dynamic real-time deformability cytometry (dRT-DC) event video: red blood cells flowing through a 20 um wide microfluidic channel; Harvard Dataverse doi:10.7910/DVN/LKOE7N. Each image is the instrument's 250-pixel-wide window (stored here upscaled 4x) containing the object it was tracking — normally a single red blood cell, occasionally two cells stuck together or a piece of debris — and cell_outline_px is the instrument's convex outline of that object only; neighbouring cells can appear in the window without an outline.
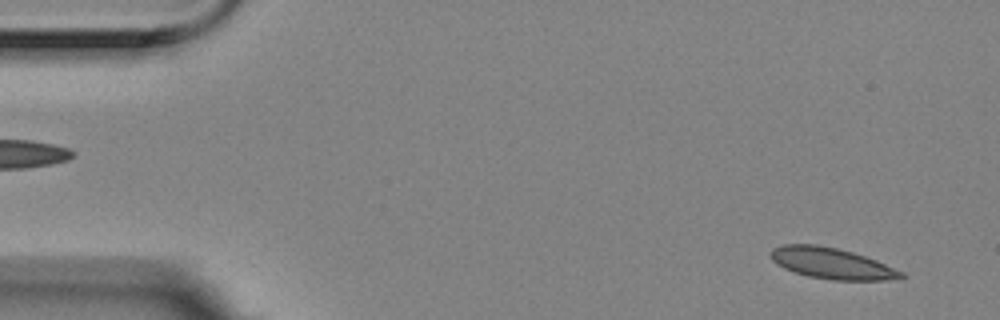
{"species": "Egyptian fruit bat (a non-hibernating species)", "species_latin": "Rousettus aegyptiacus", "temperature_condition": "room temperature", "stored_images_in_passage": 5, "segment_of_instrument_passage": [2, 2], "camera_frame_rate_fps": 3000, "um_per_image_px": 0.085, "animal": {"sex": "female"}, "frame": {"image": 1, "passage_image": 5, "time_ms": 1.333, "image_size_px": [1000, 320], "cell_outline_px": [[904, 276], [900, 280], [832, 280], [808, 276], [784, 268], [776, 264], [772, 260], [772, 248], [780, 244], [816, 244], [836, 248], [852, 252], [876, 260], [904, 272]], "centroid_in_image_um": [70.71, 22.39], "position_along_channel_um": 14.3, "area_um2": 23.58}}